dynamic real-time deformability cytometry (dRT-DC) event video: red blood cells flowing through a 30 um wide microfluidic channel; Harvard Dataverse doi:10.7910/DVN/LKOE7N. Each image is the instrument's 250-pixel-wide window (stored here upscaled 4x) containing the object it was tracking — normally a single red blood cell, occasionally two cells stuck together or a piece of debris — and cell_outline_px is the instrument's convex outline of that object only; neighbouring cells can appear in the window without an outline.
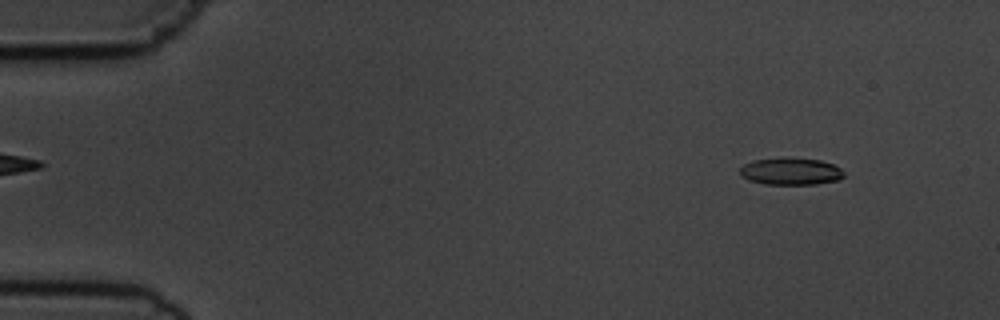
{"species": "common noctule bat (a hibernating species)", "species_latin": "Nyctalus noctula", "temperature_condition": "cold", "stored_images_in_passage": 55, "camera_frame_rate_fps": 3000, "um_per_image_px": 0.085, "animal": {"sex": "male", "body_mass_g": 19.5, "forearm_length_mm": 54.6}, "frame": {"image": 1, "passage_image": 6, "time_ms": 1.667, "image_size_px": [1000, 320], "cell_outline_px": [[844, 176], [840, 180], [816, 184], [764, 184], [748, 180], [740, 176], [740, 168], [744, 164], [752, 160], [780, 156], [820, 160], [832, 164], [840, 168], [844, 172]], "centroid_in_image_um": [67.18, 14.55], "position_along_channel_um": 17.8, "area_um2": 16.82}}
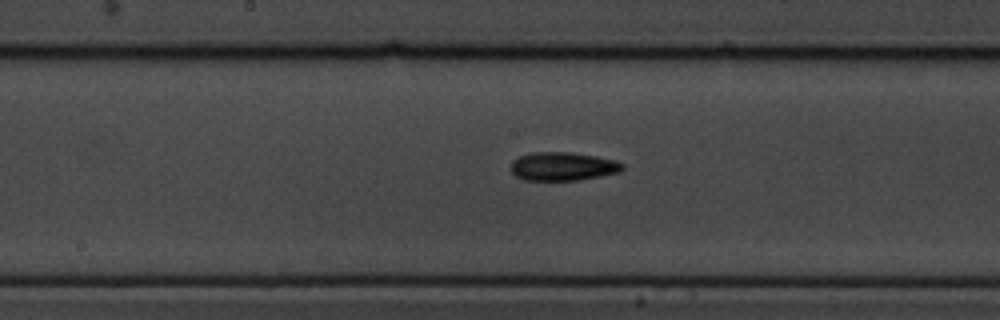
{"frame": {"image": 2, "passage_image": 29, "time_ms": 9.333, "image_size_px": [1000, 320], "cell_outline_px": [[624, 168], [616, 172], [600, 176], [580, 180], [524, 180], [516, 176], [512, 172], [512, 160], [520, 156], [532, 152], [572, 152], [596, 156], [616, 160], [624, 164]], "centroid_in_image_um": [47.84, 14.13], "position_along_channel_um": 200.4, "area_um2": 18.5}}
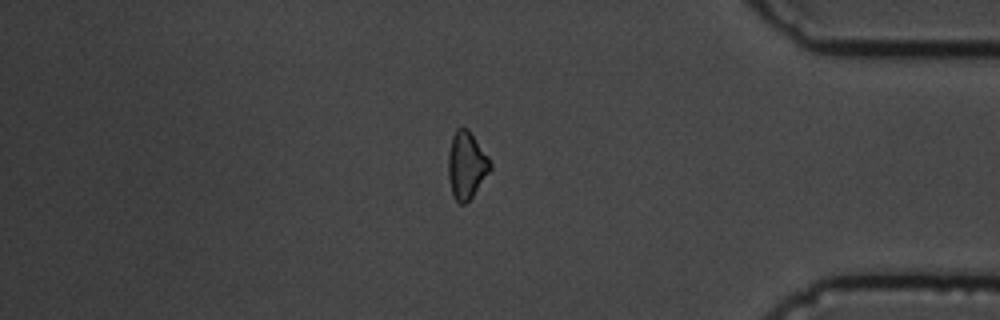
{"frame": {"image": 3, "passage_image": 47, "time_ms": 15.333, "image_size_px": [1000, 320], "cell_outline_px": [[492, 168], [472, 196], [464, 204], [460, 204], [452, 196], [448, 176], [448, 156], [452, 136], [456, 128], [468, 128], [488, 156], [492, 164]], "centroid_in_image_um": [39.64, 14.03], "position_along_channel_um": 395.6, "area_um2": 16.42}, "authors_computed_cell_mechanics": {"area_um2": 17.1666, "velocity_mm_per_s": 3.6874, "shape_relaxation_time_tau1_ms": 5.1061, "shape_relaxation_time_tau2_ms": 7.2646, "deformation_change_tau1": 0.132, "deformation_change_tau2": 0.1542}}